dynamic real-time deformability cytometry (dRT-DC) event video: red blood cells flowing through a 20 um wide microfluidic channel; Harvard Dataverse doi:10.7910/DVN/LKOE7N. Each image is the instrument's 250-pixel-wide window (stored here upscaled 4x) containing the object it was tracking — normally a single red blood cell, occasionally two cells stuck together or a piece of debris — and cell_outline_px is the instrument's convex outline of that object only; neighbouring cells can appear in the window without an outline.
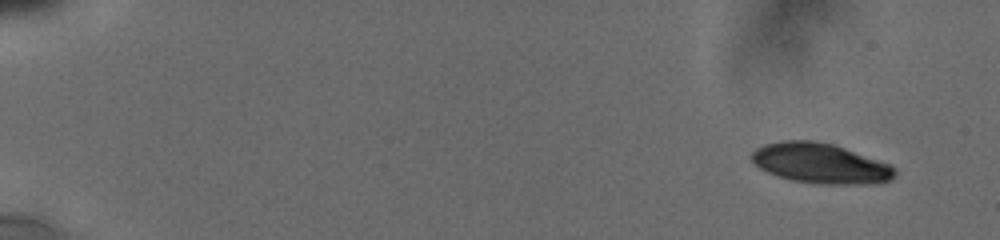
{"species": "human", "species_latin": "Homo sapiens", "temperature_condition": "cold", "stored_images_in_passage": 4, "camera_frame_rate_fps": 3000, "um_per_image_px": 0.085, "donor": {"sex": "male"}, "frame": {"image": 1, "passage_image": 1, "time_ms": 0.0, "image_size_px": [1000, 240], "cell_outline_px": [[896, 176], [892, 180], [880, 184], [820, 184], [792, 180], [768, 172], [760, 168], [752, 160], [752, 152], [756, 148], [764, 144], [784, 140], [816, 140], [832, 144], [892, 164], [896, 168]], "centroid_in_image_um": [69.81, 13.89], "position_along_channel_um": 15.2, "area_um2": 33.7}}